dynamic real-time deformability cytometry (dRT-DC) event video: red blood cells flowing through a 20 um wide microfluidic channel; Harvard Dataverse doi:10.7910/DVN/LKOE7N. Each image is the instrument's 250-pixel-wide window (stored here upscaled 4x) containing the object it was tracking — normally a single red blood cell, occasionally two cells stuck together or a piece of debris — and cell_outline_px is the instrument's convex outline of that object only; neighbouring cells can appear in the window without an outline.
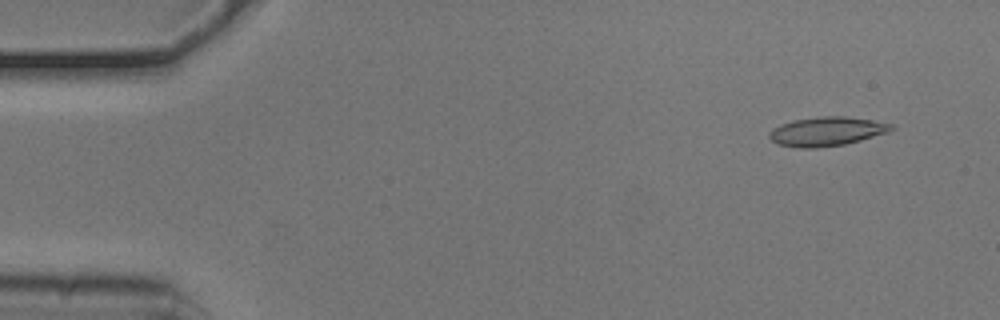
{"species": "common noctule bat (a hibernating species)", "species_latin": "Nyctalus noctula", "temperature_condition": "cold", "stored_images_in_passage": 53, "camera_frame_rate_fps": 3000, "um_per_image_px": 0.085, "animal": {"sex": "male", "body_mass_g": 20.5, "forearm_length_mm": 52.5}, "frame": {"image": 1, "passage_image": 4, "time_ms": 1.0, "image_size_px": [1000, 320], "cell_outline_px": [[896, 128], [888, 132], [860, 140], [844, 144], [816, 148], [796, 148], [780, 144], [772, 140], [768, 136], [772, 128], [780, 124], [792, 120], [824, 116], [844, 116], [872, 120], [892, 124]], "centroid_in_image_um": [70.26, 11.17], "position_along_channel_um": 14.7, "area_um2": 20.58}}
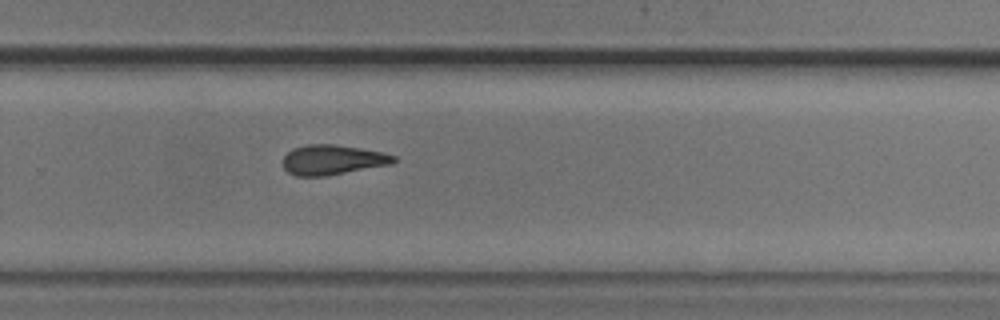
{"frame": {"image": 2, "passage_image": 35, "time_ms": 11.333, "image_size_px": [1000, 320], "cell_outline_px": [[396, 160], [392, 164], [328, 176], [296, 176], [288, 172], [284, 168], [284, 156], [292, 148], [308, 144], [336, 144], [360, 148], [380, 152], [396, 156]], "centroid_in_image_um": [28.26, 13.59], "position_along_channel_um": 301.5, "area_um2": 19.36}}
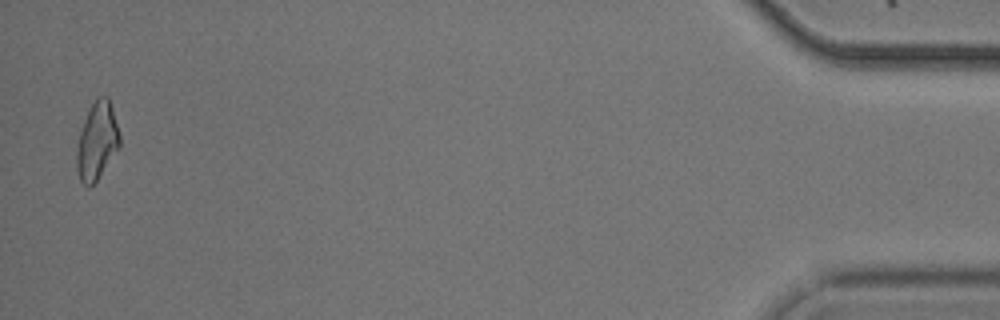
{"frame": {"image": 3, "passage_image": 52, "time_ms": 17.0, "image_size_px": [1000, 320], "cell_outline_px": [[120, 144], [96, 180], [88, 188], [80, 180], [76, 168], [76, 152], [80, 132], [84, 120], [96, 96], [108, 96], [112, 108], [120, 136]], "centroid_in_image_um": [8.22, 11.96], "position_along_channel_um": 427.0, "area_um2": 18.96}}